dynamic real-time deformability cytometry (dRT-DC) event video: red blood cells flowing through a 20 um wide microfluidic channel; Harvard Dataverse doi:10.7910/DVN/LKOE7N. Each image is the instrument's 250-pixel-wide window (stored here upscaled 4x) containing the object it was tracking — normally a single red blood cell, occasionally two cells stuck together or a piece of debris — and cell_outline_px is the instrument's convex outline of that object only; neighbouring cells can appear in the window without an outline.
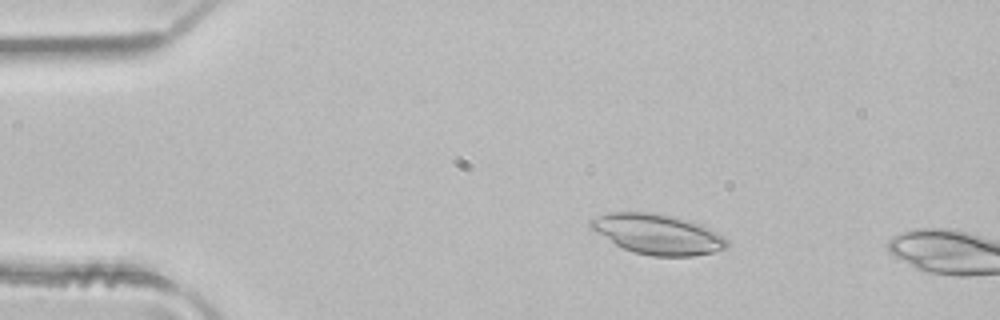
{"species": "common noctule bat (a hibernating species)", "species_latin": "Nyctalus noctula", "temperature_condition": "room temperature", "stored_images_in_passage": 3, "camera_frame_rate_fps": 3000, "um_per_image_px": 0.085, "animal": {"sex": "male", "body_mass_g": 21.5, "forearm_length_mm": 52.0}, "frame": {"image": 1, "passage_image": 2, "time_ms": 0.333, "image_size_px": [1000, 320], "cell_outline_px": [[728, 248], [712, 252], [692, 256], [652, 256], [632, 252], [616, 244], [588, 228], [588, 220], [608, 212], [652, 212], [672, 216], [700, 224], [724, 236], [728, 240]], "centroid_in_image_um": [55.87, 19.9], "position_along_channel_um": 29.1, "area_um2": 31.91}}